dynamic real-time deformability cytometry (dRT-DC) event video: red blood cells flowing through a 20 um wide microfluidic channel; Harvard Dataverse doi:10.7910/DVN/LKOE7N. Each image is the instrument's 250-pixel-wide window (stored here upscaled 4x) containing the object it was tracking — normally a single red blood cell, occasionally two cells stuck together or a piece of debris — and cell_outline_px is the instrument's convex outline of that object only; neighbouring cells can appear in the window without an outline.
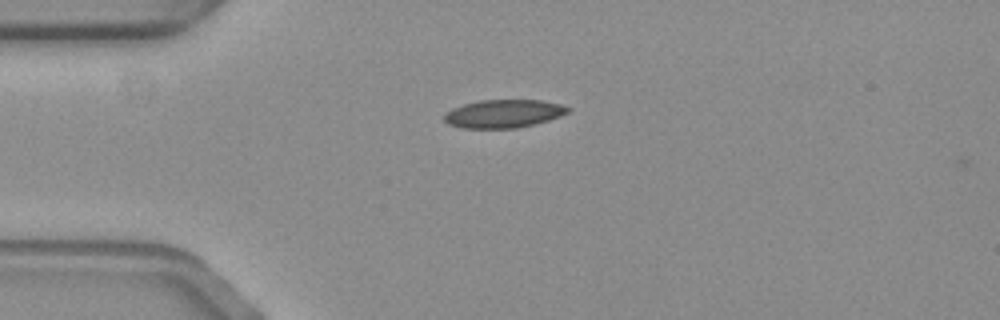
{"species": "common noctule bat (a hibernating species)", "species_latin": "Nyctalus noctula", "temperature_condition": "warm", "stored_images_in_passage": 3, "camera_frame_rate_fps": 3000, "um_per_image_px": 0.085, "animal": {"sex": "female", "body_mass_g": 19.3, "forearm_length_mm": 54.1}, "frame": {"image": 1, "passage_image": 1, "time_ms": 0.0, "image_size_px": [1000, 320], "cell_outline_px": [[572, 108], [568, 112], [560, 116], [548, 120], [516, 128], [464, 128], [448, 124], [444, 120], [444, 112], [452, 108], [464, 104], [480, 100], [540, 100], [560, 104]], "centroid_in_image_um": [42.78, 9.66], "position_along_channel_um": 42.2, "area_um2": 20.23}}